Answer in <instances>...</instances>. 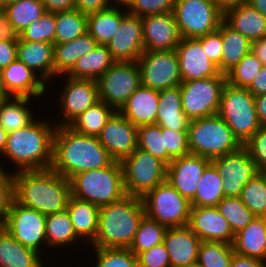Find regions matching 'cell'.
Returning a JSON list of instances; mask_svg holds the SVG:
<instances>
[{
	"label": "cell",
	"mask_w": 266,
	"mask_h": 267,
	"mask_svg": "<svg viewBox=\"0 0 266 267\" xmlns=\"http://www.w3.org/2000/svg\"><path fill=\"white\" fill-rule=\"evenodd\" d=\"M156 124L162 128L188 131L190 119L182 110L180 86L159 91Z\"/></svg>",
	"instance_id": "cell-29"
},
{
	"label": "cell",
	"mask_w": 266,
	"mask_h": 267,
	"mask_svg": "<svg viewBox=\"0 0 266 267\" xmlns=\"http://www.w3.org/2000/svg\"><path fill=\"white\" fill-rule=\"evenodd\" d=\"M66 83L63 84L59 104L61 108V117L63 119L54 122L56 126H68L77 116L83 113L87 108L95 105L99 98L98 85L96 80L77 79L65 77ZM64 120V121H62Z\"/></svg>",
	"instance_id": "cell-16"
},
{
	"label": "cell",
	"mask_w": 266,
	"mask_h": 267,
	"mask_svg": "<svg viewBox=\"0 0 266 267\" xmlns=\"http://www.w3.org/2000/svg\"><path fill=\"white\" fill-rule=\"evenodd\" d=\"M138 127L116 111L98 136L114 161H121L138 148Z\"/></svg>",
	"instance_id": "cell-17"
},
{
	"label": "cell",
	"mask_w": 266,
	"mask_h": 267,
	"mask_svg": "<svg viewBox=\"0 0 266 267\" xmlns=\"http://www.w3.org/2000/svg\"><path fill=\"white\" fill-rule=\"evenodd\" d=\"M138 148L152 154L167 166L173 160L164 147V128L157 124L138 127Z\"/></svg>",
	"instance_id": "cell-42"
},
{
	"label": "cell",
	"mask_w": 266,
	"mask_h": 267,
	"mask_svg": "<svg viewBox=\"0 0 266 267\" xmlns=\"http://www.w3.org/2000/svg\"><path fill=\"white\" fill-rule=\"evenodd\" d=\"M17 59L36 73L47 85L49 83L47 81L53 79L54 44L18 39Z\"/></svg>",
	"instance_id": "cell-26"
},
{
	"label": "cell",
	"mask_w": 266,
	"mask_h": 267,
	"mask_svg": "<svg viewBox=\"0 0 266 267\" xmlns=\"http://www.w3.org/2000/svg\"><path fill=\"white\" fill-rule=\"evenodd\" d=\"M126 194L143 198L167 180V165L152 154L137 148L120 161Z\"/></svg>",
	"instance_id": "cell-8"
},
{
	"label": "cell",
	"mask_w": 266,
	"mask_h": 267,
	"mask_svg": "<svg viewBox=\"0 0 266 267\" xmlns=\"http://www.w3.org/2000/svg\"><path fill=\"white\" fill-rule=\"evenodd\" d=\"M223 21L251 42L266 37V17L248 4L225 11Z\"/></svg>",
	"instance_id": "cell-27"
},
{
	"label": "cell",
	"mask_w": 266,
	"mask_h": 267,
	"mask_svg": "<svg viewBox=\"0 0 266 267\" xmlns=\"http://www.w3.org/2000/svg\"><path fill=\"white\" fill-rule=\"evenodd\" d=\"M202 241L233 244V233L227 219L215 207L191 206L187 225Z\"/></svg>",
	"instance_id": "cell-22"
},
{
	"label": "cell",
	"mask_w": 266,
	"mask_h": 267,
	"mask_svg": "<svg viewBox=\"0 0 266 267\" xmlns=\"http://www.w3.org/2000/svg\"><path fill=\"white\" fill-rule=\"evenodd\" d=\"M144 216L143 200L134 196L100 207L98 233L89 246L129 248Z\"/></svg>",
	"instance_id": "cell-4"
},
{
	"label": "cell",
	"mask_w": 266,
	"mask_h": 267,
	"mask_svg": "<svg viewBox=\"0 0 266 267\" xmlns=\"http://www.w3.org/2000/svg\"><path fill=\"white\" fill-rule=\"evenodd\" d=\"M47 246L58 247L74 244L81 240L75 233L67 210L46 216Z\"/></svg>",
	"instance_id": "cell-40"
},
{
	"label": "cell",
	"mask_w": 266,
	"mask_h": 267,
	"mask_svg": "<svg viewBox=\"0 0 266 267\" xmlns=\"http://www.w3.org/2000/svg\"><path fill=\"white\" fill-rule=\"evenodd\" d=\"M175 0H130L124 7L127 12L139 17L174 11Z\"/></svg>",
	"instance_id": "cell-50"
},
{
	"label": "cell",
	"mask_w": 266,
	"mask_h": 267,
	"mask_svg": "<svg viewBox=\"0 0 266 267\" xmlns=\"http://www.w3.org/2000/svg\"><path fill=\"white\" fill-rule=\"evenodd\" d=\"M7 136L8 133L6 132V130L0 125V157L3 154L4 150H5V146H6V141H7ZM0 169L1 170H6L4 169V167L2 166V164H0Z\"/></svg>",
	"instance_id": "cell-66"
},
{
	"label": "cell",
	"mask_w": 266,
	"mask_h": 267,
	"mask_svg": "<svg viewBox=\"0 0 266 267\" xmlns=\"http://www.w3.org/2000/svg\"><path fill=\"white\" fill-rule=\"evenodd\" d=\"M222 42L221 72L226 74L251 52V41L222 21Z\"/></svg>",
	"instance_id": "cell-37"
},
{
	"label": "cell",
	"mask_w": 266,
	"mask_h": 267,
	"mask_svg": "<svg viewBox=\"0 0 266 267\" xmlns=\"http://www.w3.org/2000/svg\"><path fill=\"white\" fill-rule=\"evenodd\" d=\"M159 91L140 85L118 112L135 126L156 124Z\"/></svg>",
	"instance_id": "cell-25"
},
{
	"label": "cell",
	"mask_w": 266,
	"mask_h": 267,
	"mask_svg": "<svg viewBox=\"0 0 266 267\" xmlns=\"http://www.w3.org/2000/svg\"><path fill=\"white\" fill-rule=\"evenodd\" d=\"M46 216L13 200L4 228L23 246L42 252L46 240Z\"/></svg>",
	"instance_id": "cell-14"
},
{
	"label": "cell",
	"mask_w": 266,
	"mask_h": 267,
	"mask_svg": "<svg viewBox=\"0 0 266 267\" xmlns=\"http://www.w3.org/2000/svg\"><path fill=\"white\" fill-rule=\"evenodd\" d=\"M14 200L45 216L66 210L70 182L52 168L13 172Z\"/></svg>",
	"instance_id": "cell-2"
},
{
	"label": "cell",
	"mask_w": 266,
	"mask_h": 267,
	"mask_svg": "<svg viewBox=\"0 0 266 267\" xmlns=\"http://www.w3.org/2000/svg\"><path fill=\"white\" fill-rule=\"evenodd\" d=\"M107 48L116 62L137 61L144 52L141 17L127 13Z\"/></svg>",
	"instance_id": "cell-19"
},
{
	"label": "cell",
	"mask_w": 266,
	"mask_h": 267,
	"mask_svg": "<svg viewBox=\"0 0 266 267\" xmlns=\"http://www.w3.org/2000/svg\"><path fill=\"white\" fill-rule=\"evenodd\" d=\"M45 12L42 0H15L4 6V13L18 35Z\"/></svg>",
	"instance_id": "cell-39"
},
{
	"label": "cell",
	"mask_w": 266,
	"mask_h": 267,
	"mask_svg": "<svg viewBox=\"0 0 266 267\" xmlns=\"http://www.w3.org/2000/svg\"><path fill=\"white\" fill-rule=\"evenodd\" d=\"M247 89L254 97L266 93V66L261 68Z\"/></svg>",
	"instance_id": "cell-60"
},
{
	"label": "cell",
	"mask_w": 266,
	"mask_h": 267,
	"mask_svg": "<svg viewBox=\"0 0 266 267\" xmlns=\"http://www.w3.org/2000/svg\"><path fill=\"white\" fill-rule=\"evenodd\" d=\"M173 12L182 38L204 36L223 21V12L209 0H175Z\"/></svg>",
	"instance_id": "cell-11"
},
{
	"label": "cell",
	"mask_w": 266,
	"mask_h": 267,
	"mask_svg": "<svg viewBox=\"0 0 266 267\" xmlns=\"http://www.w3.org/2000/svg\"><path fill=\"white\" fill-rule=\"evenodd\" d=\"M241 200L257 217H266V176L258 173L242 189Z\"/></svg>",
	"instance_id": "cell-45"
},
{
	"label": "cell",
	"mask_w": 266,
	"mask_h": 267,
	"mask_svg": "<svg viewBox=\"0 0 266 267\" xmlns=\"http://www.w3.org/2000/svg\"><path fill=\"white\" fill-rule=\"evenodd\" d=\"M99 207L70 196L67 203V212L70 216L76 235L86 245H90L98 233ZM86 240V241H85Z\"/></svg>",
	"instance_id": "cell-30"
},
{
	"label": "cell",
	"mask_w": 266,
	"mask_h": 267,
	"mask_svg": "<svg viewBox=\"0 0 266 267\" xmlns=\"http://www.w3.org/2000/svg\"><path fill=\"white\" fill-rule=\"evenodd\" d=\"M15 0H0V4L4 7L6 4L13 2Z\"/></svg>",
	"instance_id": "cell-69"
},
{
	"label": "cell",
	"mask_w": 266,
	"mask_h": 267,
	"mask_svg": "<svg viewBox=\"0 0 266 267\" xmlns=\"http://www.w3.org/2000/svg\"><path fill=\"white\" fill-rule=\"evenodd\" d=\"M211 163L223 177L224 197L241 196L245 184L259 173L244 146L235 152L212 159Z\"/></svg>",
	"instance_id": "cell-15"
},
{
	"label": "cell",
	"mask_w": 266,
	"mask_h": 267,
	"mask_svg": "<svg viewBox=\"0 0 266 267\" xmlns=\"http://www.w3.org/2000/svg\"><path fill=\"white\" fill-rule=\"evenodd\" d=\"M55 44L70 42L87 32V15L77 9L55 13Z\"/></svg>",
	"instance_id": "cell-41"
},
{
	"label": "cell",
	"mask_w": 266,
	"mask_h": 267,
	"mask_svg": "<svg viewBox=\"0 0 266 267\" xmlns=\"http://www.w3.org/2000/svg\"><path fill=\"white\" fill-rule=\"evenodd\" d=\"M138 267H171L164 244L153 246L137 255Z\"/></svg>",
	"instance_id": "cell-55"
},
{
	"label": "cell",
	"mask_w": 266,
	"mask_h": 267,
	"mask_svg": "<svg viewBox=\"0 0 266 267\" xmlns=\"http://www.w3.org/2000/svg\"><path fill=\"white\" fill-rule=\"evenodd\" d=\"M96 255L94 267H138L137 256L129 248L93 247Z\"/></svg>",
	"instance_id": "cell-48"
},
{
	"label": "cell",
	"mask_w": 266,
	"mask_h": 267,
	"mask_svg": "<svg viewBox=\"0 0 266 267\" xmlns=\"http://www.w3.org/2000/svg\"><path fill=\"white\" fill-rule=\"evenodd\" d=\"M251 52L266 66V37L252 41Z\"/></svg>",
	"instance_id": "cell-62"
},
{
	"label": "cell",
	"mask_w": 266,
	"mask_h": 267,
	"mask_svg": "<svg viewBox=\"0 0 266 267\" xmlns=\"http://www.w3.org/2000/svg\"><path fill=\"white\" fill-rule=\"evenodd\" d=\"M41 253L23 246L5 228H0V267H45Z\"/></svg>",
	"instance_id": "cell-31"
},
{
	"label": "cell",
	"mask_w": 266,
	"mask_h": 267,
	"mask_svg": "<svg viewBox=\"0 0 266 267\" xmlns=\"http://www.w3.org/2000/svg\"><path fill=\"white\" fill-rule=\"evenodd\" d=\"M130 0H115L117 5H124L126 6Z\"/></svg>",
	"instance_id": "cell-68"
},
{
	"label": "cell",
	"mask_w": 266,
	"mask_h": 267,
	"mask_svg": "<svg viewBox=\"0 0 266 267\" xmlns=\"http://www.w3.org/2000/svg\"><path fill=\"white\" fill-rule=\"evenodd\" d=\"M176 52L182 82L210 78L222 73L218 66L206 57L197 38H183L176 47Z\"/></svg>",
	"instance_id": "cell-20"
},
{
	"label": "cell",
	"mask_w": 266,
	"mask_h": 267,
	"mask_svg": "<svg viewBox=\"0 0 266 267\" xmlns=\"http://www.w3.org/2000/svg\"><path fill=\"white\" fill-rule=\"evenodd\" d=\"M189 267H200V266L198 264H196V265L189 266Z\"/></svg>",
	"instance_id": "cell-71"
},
{
	"label": "cell",
	"mask_w": 266,
	"mask_h": 267,
	"mask_svg": "<svg viewBox=\"0 0 266 267\" xmlns=\"http://www.w3.org/2000/svg\"><path fill=\"white\" fill-rule=\"evenodd\" d=\"M243 146L256 164L259 173L266 172V126H261Z\"/></svg>",
	"instance_id": "cell-51"
},
{
	"label": "cell",
	"mask_w": 266,
	"mask_h": 267,
	"mask_svg": "<svg viewBox=\"0 0 266 267\" xmlns=\"http://www.w3.org/2000/svg\"><path fill=\"white\" fill-rule=\"evenodd\" d=\"M137 62L142 86L162 91L182 83L176 50L144 51Z\"/></svg>",
	"instance_id": "cell-13"
},
{
	"label": "cell",
	"mask_w": 266,
	"mask_h": 267,
	"mask_svg": "<svg viewBox=\"0 0 266 267\" xmlns=\"http://www.w3.org/2000/svg\"><path fill=\"white\" fill-rule=\"evenodd\" d=\"M197 39L201 42L202 48L206 53V57L211 62L215 63L221 71V56L223 53L222 22L217 30Z\"/></svg>",
	"instance_id": "cell-54"
},
{
	"label": "cell",
	"mask_w": 266,
	"mask_h": 267,
	"mask_svg": "<svg viewBox=\"0 0 266 267\" xmlns=\"http://www.w3.org/2000/svg\"><path fill=\"white\" fill-rule=\"evenodd\" d=\"M145 215L168 227L187 226L191 210L190 201L165 180L143 198Z\"/></svg>",
	"instance_id": "cell-9"
},
{
	"label": "cell",
	"mask_w": 266,
	"mask_h": 267,
	"mask_svg": "<svg viewBox=\"0 0 266 267\" xmlns=\"http://www.w3.org/2000/svg\"><path fill=\"white\" fill-rule=\"evenodd\" d=\"M248 0H217L219 9L224 13L228 9L247 4Z\"/></svg>",
	"instance_id": "cell-64"
},
{
	"label": "cell",
	"mask_w": 266,
	"mask_h": 267,
	"mask_svg": "<svg viewBox=\"0 0 266 267\" xmlns=\"http://www.w3.org/2000/svg\"><path fill=\"white\" fill-rule=\"evenodd\" d=\"M234 253L233 244L202 241L197 264L200 267H230Z\"/></svg>",
	"instance_id": "cell-43"
},
{
	"label": "cell",
	"mask_w": 266,
	"mask_h": 267,
	"mask_svg": "<svg viewBox=\"0 0 266 267\" xmlns=\"http://www.w3.org/2000/svg\"><path fill=\"white\" fill-rule=\"evenodd\" d=\"M230 267H266V262L234 253Z\"/></svg>",
	"instance_id": "cell-61"
},
{
	"label": "cell",
	"mask_w": 266,
	"mask_h": 267,
	"mask_svg": "<svg viewBox=\"0 0 266 267\" xmlns=\"http://www.w3.org/2000/svg\"><path fill=\"white\" fill-rule=\"evenodd\" d=\"M209 1H212V2H214V3H216V4H217V0H209Z\"/></svg>",
	"instance_id": "cell-72"
},
{
	"label": "cell",
	"mask_w": 266,
	"mask_h": 267,
	"mask_svg": "<svg viewBox=\"0 0 266 267\" xmlns=\"http://www.w3.org/2000/svg\"><path fill=\"white\" fill-rule=\"evenodd\" d=\"M55 23V13L45 12L40 19L31 23L19 35V39L30 42H49L55 44Z\"/></svg>",
	"instance_id": "cell-49"
},
{
	"label": "cell",
	"mask_w": 266,
	"mask_h": 267,
	"mask_svg": "<svg viewBox=\"0 0 266 267\" xmlns=\"http://www.w3.org/2000/svg\"><path fill=\"white\" fill-rule=\"evenodd\" d=\"M71 196L103 207L124 198L123 172L119 161L109 166L80 172L69 179Z\"/></svg>",
	"instance_id": "cell-5"
},
{
	"label": "cell",
	"mask_w": 266,
	"mask_h": 267,
	"mask_svg": "<svg viewBox=\"0 0 266 267\" xmlns=\"http://www.w3.org/2000/svg\"><path fill=\"white\" fill-rule=\"evenodd\" d=\"M218 115L244 145L261 127L255 107V97L247 88L226 82L221 92Z\"/></svg>",
	"instance_id": "cell-7"
},
{
	"label": "cell",
	"mask_w": 266,
	"mask_h": 267,
	"mask_svg": "<svg viewBox=\"0 0 266 267\" xmlns=\"http://www.w3.org/2000/svg\"><path fill=\"white\" fill-rule=\"evenodd\" d=\"M262 67V62L249 52L226 73V82L235 87L248 88Z\"/></svg>",
	"instance_id": "cell-47"
},
{
	"label": "cell",
	"mask_w": 266,
	"mask_h": 267,
	"mask_svg": "<svg viewBox=\"0 0 266 267\" xmlns=\"http://www.w3.org/2000/svg\"><path fill=\"white\" fill-rule=\"evenodd\" d=\"M96 46L97 42L88 32L70 42L54 44V77L66 75L78 59Z\"/></svg>",
	"instance_id": "cell-32"
},
{
	"label": "cell",
	"mask_w": 266,
	"mask_h": 267,
	"mask_svg": "<svg viewBox=\"0 0 266 267\" xmlns=\"http://www.w3.org/2000/svg\"><path fill=\"white\" fill-rule=\"evenodd\" d=\"M167 227L151 220L146 215L140 221L133 243L129 249L137 256L140 252L163 243Z\"/></svg>",
	"instance_id": "cell-44"
},
{
	"label": "cell",
	"mask_w": 266,
	"mask_h": 267,
	"mask_svg": "<svg viewBox=\"0 0 266 267\" xmlns=\"http://www.w3.org/2000/svg\"><path fill=\"white\" fill-rule=\"evenodd\" d=\"M1 79L7 96L40 98L48 89L46 83L18 59L1 70Z\"/></svg>",
	"instance_id": "cell-24"
},
{
	"label": "cell",
	"mask_w": 266,
	"mask_h": 267,
	"mask_svg": "<svg viewBox=\"0 0 266 267\" xmlns=\"http://www.w3.org/2000/svg\"><path fill=\"white\" fill-rule=\"evenodd\" d=\"M202 240L188 227H168L163 244L168 251L171 267H189L197 264Z\"/></svg>",
	"instance_id": "cell-23"
},
{
	"label": "cell",
	"mask_w": 266,
	"mask_h": 267,
	"mask_svg": "<svg viewBox=\"0 0 266 267\" xmlns=\"http://www.w3.org/2000/svg\"><path fill=\"white\" fill-rule=\"evenodd\" d=\"M144 51H169L183 39L174 12L141 17Z\"/></svg>",
	"instance_id": "cell-18"
},
{
	"label": "cell",
	"mask_w": 266,
	"mask_h": 267,
	"mask_svg": "<svg viewBox=\"0 0 266 267\" xmlns=\"http://www.w3.org/2000/svg\"><path fill=\"white\" fill-rule=\"evenodd\" d=\"M112 3L115 4L113 5ZM115 5V0H75V9L85 15L113 7Z\"/></svg>",
	"instance_id": "cell-56"
},
{
	"label": "cell",
	"mask_w": 266,
	"mask_h": 267,
	"mask_svg": "<svg viewBox=\"0 0 266 267\" xmlns=\"http://www.w3.org/2000/svg\"><path fill=\"white\" fill-rule=\"evenodd\" d=\"M247 4L266 17V0H248Z\"/></svg>",
	"instance_id": "cell-65"
},
{
	"label": "cell",
	"mask_w": 266,
	"mask_h": 267,
	"mask_svg": "<svg viewBox=\"0 0 266 267\" xmlns=\"http://www.w3.org/2000/svg\"><path fill=\"white\" fill-rule=\"evenodd\" d=\"M115 62L107 45L97 44L94 50L78 59L73 68L65 76L77 79L97 80Z\"/></svg>",
	"instance_id": "cell-34"
},
{
	"label": "cell",
	"mask_w": 266,
	"mask_h": 267,
	"mask_svg": "<svg viewBox=\"0 0 266 267\" xmlns=\"http://www.w3.org/2000/svg\"><path fill=\"white\" fill-rule=\"evenodd\" d=\"M234 252L266 262V217L255 216L242 230L235 234Z\"/></svg>",
	"instance_id": "cell-28"
},
{
	"label": "cell",
	"mask_w": 266,
	"mask_h": 267,
	"mask_svg": "<svg viewBox=\"0 0 266 267\" xmlns=\"http://www.w3.org/2000/svg\"><path fill=\"white\" fill-rule=\"evenodd\" d=\"M121 6V8H119ZM124 5L99 10L87 15V32L97 44L107 45L119 30L121 19L128 13ZM123 11V12H122Z\"/></svg>",
	"instance_id": "cell-33"
},
{
	"label": "cell",
	"mask_w": 266,
	"mask_h": 267,
	"mask_svg": "<svg viewBox=\"0 0 266 267\" xmlns=\"http://www.w3.org/2000/svg\"><path fill=\"white\" fill-rule=\"evenodd\" d=\"M164 147L172 159L189 155L188 131L164 128Z\"/></svg>",
	"instance_id": "cell-52"
},
{
	"label": "cell",
	"mask_w": 266,
	"mask_h": 267,
	"mask_svg": "<svg viewBox=\"0 0 266 267\" xmlns=\"http://www.w3.org/2000/svg\"><path fill=\"white\" fill-rule=\"evenodd\" d=\"M210 164V159L193 154L175 158L167 166V181L191 201L201 176Z\"/></svg>",
	"instance_id": "cell-21"
},
{
	"label": "cell",
	"mask_w": 266,
	"mask_h": 267,
	"mask_svg": "<svg viewBox=\"0 0 266 267\" xmlns=\"http://www.w3.org/2000/svg\"><path fill=\"white\" fill-rule=\"evenodd\" d=\"M99 98L118 111L141 85L137 61L115 62L97 80Z\"/></svg>",
	"instance_id": "cell-12"
},
{
	"label": "cell",
	"mask_w": 266,
	"mask_h": 267,
	"mask_svg": "<svg viewBox=\"0 0 266 267\" xmlns=\"http://www.w3.org/2000/svg\"><path fill=\"white\" fill-rule=\"evenodd\" d=\"M4 12V7L0 4V15Z\"/></svg>",
	"instance_id": "cell-70"
},
{
	"label": "cell",
	"mask_w": 266,
	"mask_h": 267,
	"mask_svg": "<svg viewBox=\"0 0 266 267\" xmlns=\"http://www.w3.org/2000/svg\"><path fill=\"white\" fill-rule=\"evenodd\" d=\"M19 35L14 27L8 21L6 14L0 15V40L1 41H18Z\"/></svg>",
	"instance_id": "cell-59"
},
{
	"label": "cell",
	"mask_w": 266,
	"mask_h": 267,
	"mask_svg": "<svg viewBox=\"0 0 266 267\" xmlns=\"http://www.w3.org/2000/svg\"><path fill=\"white\" fill-rule=\"evenodd\" d=\"M116 110L104 101H98L77 116L68 126L74 131L98 137Z\"/></svg>",
	"instance_id": "cell-36"
},
{
	"label": "cell",
	"mask_w": 266,
	"mask_h": 267,
	"mask_svg": "<svg viewBox=\"0 0 266 267\" xmlns=\"http://www.w3.org/2000/svg\"><path fill=\"white\" fill-rule=\"evenodd\" d=\"M46 12H63L75 9V0H42Z\"/></svg>",
	"instance_id": "cell-58"
},
{
	"label": "cell",
	"mask_w": 266,
	"mask_h": 267,
	"mask_svg": "<svg viewBox=\"0 0 266 267\" xmlns=\"http://www.w3.org/2000/svg\"><path fill=\"white\" fill-rule=\"evenodd\" d=\"M31 100L25 96H7L0 100V125L7 133L26 127L35 120L36 113L28 108Z\"/></svg>",
	"instance_id": "cell-35"
},
{
	"label": "cell",
	"mask_w": 266,
	"mask_h": 267,
	"mask_svg": "<svg viewBox=\"0 0 266 267\" xmlns=\"http://www.w3.org/2000/svg\"><path fill=\"white\" fill-rule=\"evenodd\" d=\"M227 219L234 234L244 229L255 217L241 197H224L216 206Z\"/></svg>",
	"instance_id": "cell-46"
},
{
	"label": "cell",
	"mask_w": 266,
	"mask_h": 267,
	"mask_svg": "<svg viewBox=\"0 0 266 267\" xmlns=\"http://www.w3.org/2000/svg\"><path fill=\"white\" fill-rule=\"evenodd\" d=\"M43 119L8 133L2 157L8 158L10 164L13 162L14 172L51 168L56 124Z\"/></svg>",
	"instance_id": "cell-3"
},
{
	"label": "cell",
	"mask_w": 266,
	"mask_h": 267,
	"mask_svg": "<svg viewBox=\"0 0 266 267\" xmlns=\"http://www.w3.org/2000/svg\"><path fill=\"white\" fill-rule=\"evenodd\" d=\"M226 74L182 82L180 85L182 110L190 119L203 118L218 114L220 97Z\"/></svg>",
	"instance_id": "cell-10"
},
{
	"label": "cell",
	"mask_w": 266,
	"mask_h": 267,
	"mask_svg": "<svg viewBox=\"0 0 266 267\" xmlns=\"http://www.w3.org/2000/svg\"><path fill=\"white\" fill-rule=\"evenodd\" d=\"M223 177L211 163L201 176L191 206L215 207L224 198Z\"/></svg>",
	"instance_id": "cell-38"
},
{
	"label": "cell",
	"mask_w": 266,
	"mask_h": 267,
	"mask_svg": "<svg viewBox=\"0 0 266 267\" xmlns=\"http://www.w3.org/2000/svg\"><path fill=\"white\" fill-rule=\"evenodd\" d=\"M7 95L4 91L3 85H2V79H1V70H0V100L6 98Z\"/></svg>",
	"instance_id": "cell-67"
},
{
	"label": "cell",
	"mask_w": 266,
	"mask_h": 267,
	"mask_svg": "<svg viewBox=\"0 0 266 267\" xmlns=\"http://www.w3.org/2000/svg\"><path fill=\"white\" fill-rule=\"evenodd\" d=\"M255 107L259 123L266 126V93L255 96Z\"/></svg>",
	"instance_id": "cell-63"
},
{
	"label": "cell",
	"mask_w": 266,
	"mask_h": 267,
	"mask_svg": "<svg viewBox=\"0 0 266 267\" xmlns=\"http://www.w3.org/2000/svg\"><path fill=\"white\" fill-rule=\"evenodd\" d=\"M11 172L0 169V228H4L14 200V178Z\"/></svg>",
	"instance_id": "cell-53"
},
{
	"label": "cell",
	"mask_w": 266,
	"mask_h": 267,
	"mask_svg": "<svg viewBox=\"0 0 266 267\" xmlns=\"http://www.w3.org/2000/svg\"><path fill=\"white\" fill-rule=\"evenodd\" d=\"M17 43L18 41L0 40V70L17 59Z\"/></svg>",
	"instance_id": "cell-57"
},
{
	"label": "cell",
	"mask_w": 266,
	"mask_h": 267,
	"mask_svg": "<svg viewBox=\"0 0 266 267\" xmlns=\"http://www.w3.org/2000/svg\"><path fill=\"white\" fill-rule=\"evenodd\" d=\"M188 146L190 154L212 160L235 152L243 145L225 121L215 114L190 120Z\"/></svg>",
	"instance_id": "cell-6"
},
{
	"label": "cell",
	"mask_w": 266,
	"mask_h": 267,
	"mask_svg": "<svg viewBox=\"0 0 266 267\" xmlns=\"http://www.w3.org/2000/svg\"><path fill=\"white\" fill-rule=\"evenodd\" d=\"M114 160L98 137L80 134L69 126H56L51 168L68 180L83 171L109 166Z\"/></svg>",
	"instance_id": "cell-1"
}]
</instances>
